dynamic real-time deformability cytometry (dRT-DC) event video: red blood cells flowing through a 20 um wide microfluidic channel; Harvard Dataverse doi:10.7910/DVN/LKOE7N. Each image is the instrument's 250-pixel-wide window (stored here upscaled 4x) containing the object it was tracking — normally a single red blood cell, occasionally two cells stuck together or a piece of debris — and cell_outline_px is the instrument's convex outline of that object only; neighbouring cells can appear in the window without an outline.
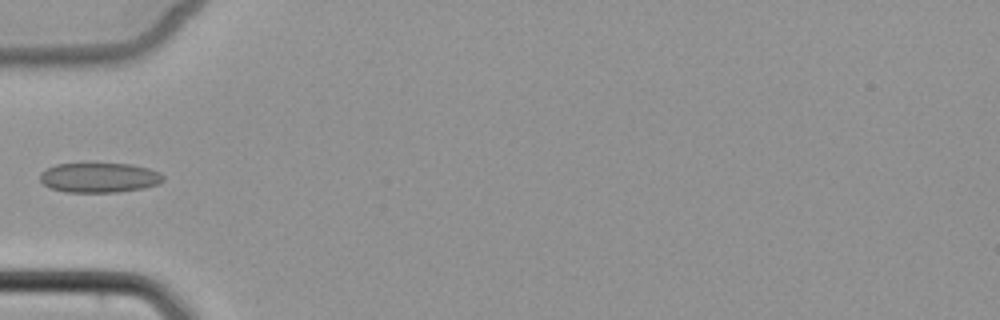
{"species": "common noctule bat (a hibernating species)", "species_latin": "Nyctalus noctula", "temperature_condition": "cold", "stored_images_in_passage": 4, "camera_frame_rate_fps": 3000, "um_per_image_px": 0.085, "animal": {"sex": "female", "body_mass_g": 22.7, "forearm_length_mm": 54.2}, "frame": {"image": 1, "passage_image": 4, "time_ms": 3.667, "image_size_px": [1000, 320], "cell_outline_px": [[164, 180], [156, 184], [144, 188], [116, 192], [68, 192], [48, 188], [40, 180], [40, 172], [56, 164], [132, 164], [148, 168], [160, 172], [164, 176]], "centroid_in_image_um": [8.43, 15.1], "position_along_channel_um": 76.6, "area_um2": 21.33}}